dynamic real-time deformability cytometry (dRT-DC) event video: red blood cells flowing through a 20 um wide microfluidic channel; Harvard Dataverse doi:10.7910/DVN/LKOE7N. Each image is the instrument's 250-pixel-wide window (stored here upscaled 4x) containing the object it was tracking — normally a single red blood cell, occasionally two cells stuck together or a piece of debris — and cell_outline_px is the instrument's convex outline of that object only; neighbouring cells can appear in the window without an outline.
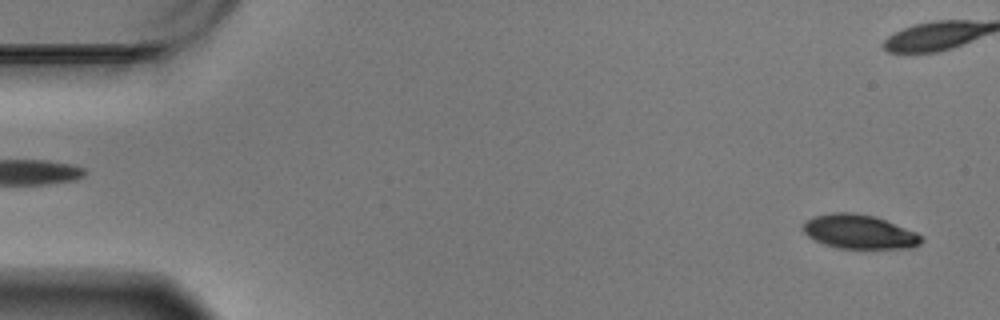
{"species": "Egyptian fruit bat (a non-hibernating species)", "species_latin": "Rousettus aegyptiacus", "temperature_condition": "warm", "stored_images_in_passage": 58, "camera_frame_rate_fps": 3000, "um_per_image_px": 0.085, "animal": {"sex": "male"}, "frame": {"image": 1, "passage_image": 2, "time_ms": 0.333, "image_size_px": [1000, 320], "cell_outline_px": [[924, 240], [920, 244], [912, 248], [836, 248], [824, 244], [808, 236], [800, 228], [800, 224], [816, 216], [832, 212], [852, 212], [876, 216], [916, 232]], "centroid_in_image_um": [73.02, 19.69], "position_along_channel_um": 12.0, "area_um2": 23.58}}
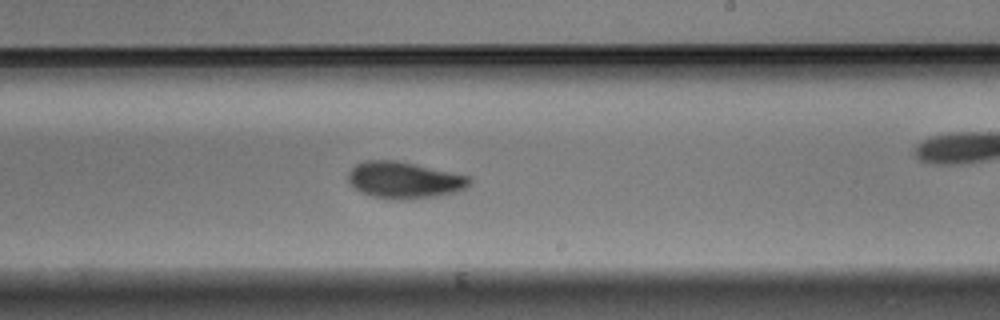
{"frame": {"image": 2, "passage_image": 34, "time_ms": 11.0, "image_size_px": [1000, 320], "cell_outline_px": [[472, 184], [456, 192], [436, 196], [412, 200], [400, 200], [372, 196], [360, 192], [348, 184], [348, 172], [356, 164], [364, 160], [396, 160], [472, 176]], "centroid_in_image_um": [34.37, 15.31], "position_along_channel_um": 254.6, "area_um2": 26.3}}
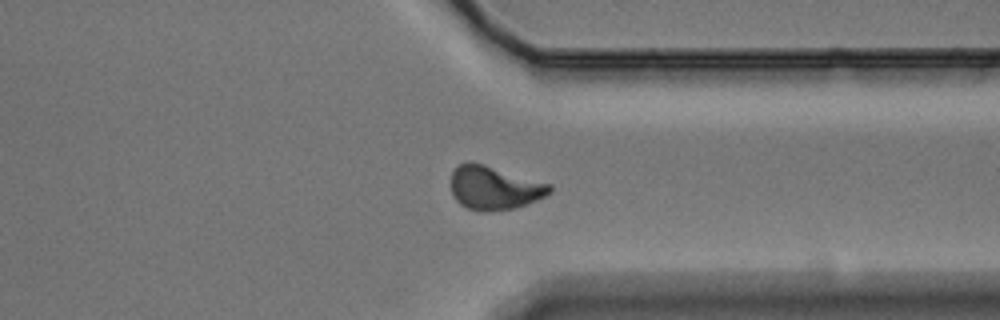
{"frame": {"image": 3, "passage_image": 44, "time_ms": 14.333, "image_size_px": [1000, 320], "cell_outline_px": [[552, 192], [528, 204], [512, 208], [484, 212], [480, 212], [468, 208], [460, 204], [456, 200], [452, 192], [452, 172], [460, 164], [468, 160], [484, 164], [552, 184]], "centroid_in_image_um": [42.02, 15.96], "position_along_channel_um": 369.4, "area_um2": 25.09}, "authors_computed_cell_mechanics": {"area_um2": 24.6517, "velocity_mm_per_s": 3.4566, "shape_relaxation_time_tau1_ms": 2.8833, "shape_relaxation_time_tau2_ms": 4.5308, "deformation_change_tau1": 0.1335, "deformation_change_tau2": 0.0916}}